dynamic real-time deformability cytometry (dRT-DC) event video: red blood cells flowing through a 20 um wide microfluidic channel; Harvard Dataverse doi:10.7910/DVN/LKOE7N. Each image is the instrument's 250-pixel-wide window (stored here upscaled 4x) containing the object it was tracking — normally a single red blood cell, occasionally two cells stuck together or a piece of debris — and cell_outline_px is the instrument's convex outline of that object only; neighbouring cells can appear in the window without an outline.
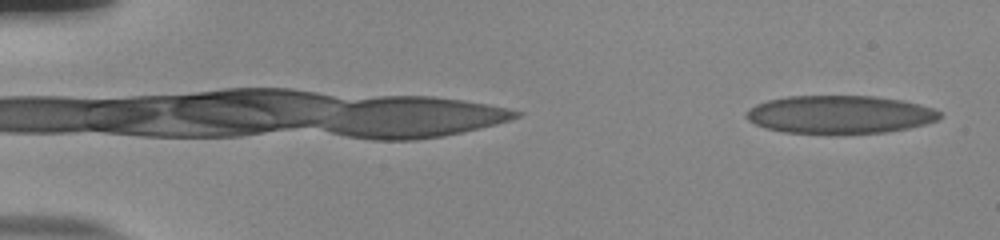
{"species": "human", "species_latin": "Homo sapiens", "temperature_condition": "room temperature", "stored_images_in_passage": 54, "camera_frame_rate_fps": 3000, "um_per_image_px": 0.085, "donor": {"sex": "male"}, "frame": {"image": 1, "passage_image": 2, "time_ms": 0.333, "image_size_px": [1000, 240], "cell_outline_px": [[940, 116], [936, 120], [924, 124], [908, 128], [884, 132], [784, 132], [764, 128], [748, 120], [744, 116], [744, 112], [756, 104], [768, 100], [788, 96], [872, 96], [900, 100], [932, 108], [940, 112]], "centroid_in_image_um": [71.31, 9.71], "position_along_channel_um": 13.7, "area_um2": 42.14}}
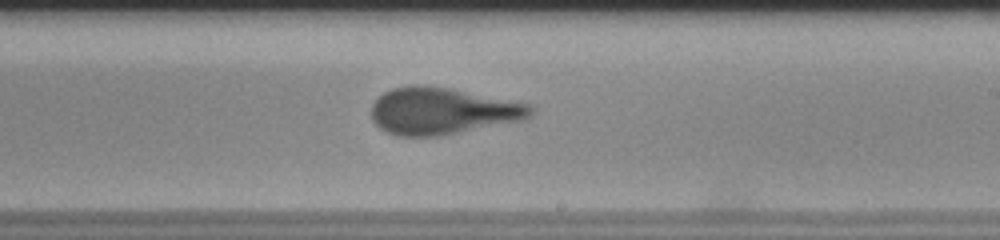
{"frame": {"image": 2, "passage_image": 33, "time_ms": 10.667, "image_size_px": [1000, 240], "cell_outline_px": [[532, 116], [528, 120], [440, 136], [396, 136], [380, 128], [372, 120], [372, 104], [384, 92], [392, 88], [408, 84], [424, 84], [448, 88], [532, 104]], "centroid_in_image_um": [37.63, 9.44], "position_along_channel_um": 251.4, "area_um2": 43.93}}
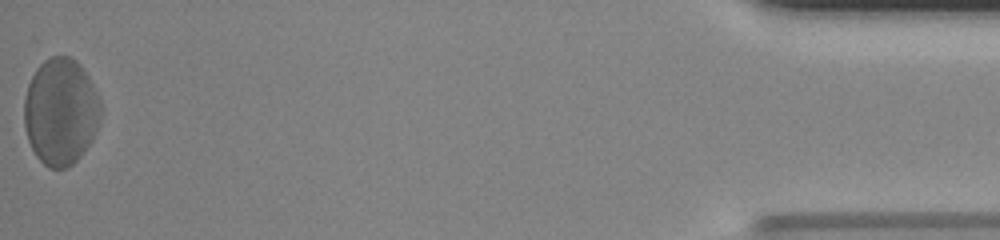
{"frame": {"image": 3, "passage_image": 54, "time_ms": 17.667, "image_size_px": [1000, 240], "cell_outline_px": [[100, 124], [92, 140], [80, 156], [68, 168], [48, 168], [36, 156], [28, 140], [24, 128], [24, 100], [28, 84], [36, 68], [44, 60], [52, 56], [68, 56], [76, 60], [80, 64], [88, 76], [100, 100]], "centroid_in_image_um": [5.15, 9.49], "position_along_channel_um": 430.0, "area_um2": 47.86}, "authors_computed_cell_mechanics": {"area_um2": 43.4078, "velocity_mm_per_s": 3.7579, "shape_relaxation_time_tau1_ms": 3.9581, "shape_relaxation_time_tau2_ms": null, "deformation_change_tau1": 0.1621, "deformation_change_tau2": null}}